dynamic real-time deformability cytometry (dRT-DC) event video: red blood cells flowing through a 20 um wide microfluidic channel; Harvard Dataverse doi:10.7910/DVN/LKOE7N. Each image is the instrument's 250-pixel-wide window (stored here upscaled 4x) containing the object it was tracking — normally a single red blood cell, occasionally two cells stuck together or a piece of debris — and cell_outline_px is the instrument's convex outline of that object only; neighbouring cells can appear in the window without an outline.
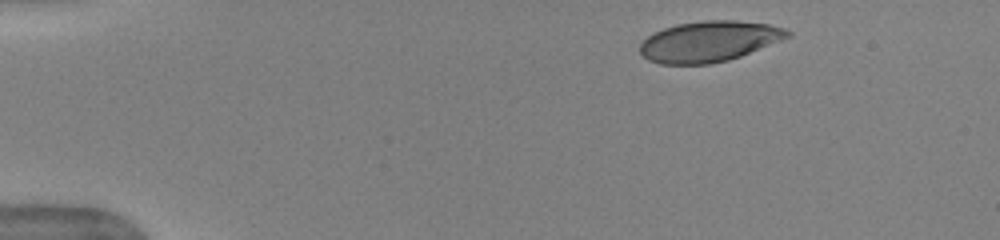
{"species": "human", "species_latin": "Homo sapiens", "temperature_condition": "warm", "stored_images_in_passage": 44, "camera_frame_rate_fps": 3000, "um_per_image_px": 0.085, "donor": {"sex": "female"}, "frame": {"image": 1, "passage_image": 1, "time_ms": 0.0, "image_size_px": [1000, 240], "cell_outline_px": [[792, 32], [788, 36], [780, 40], [740, 56], [728, 60], [708, 64], [660, 64], [648, 60], [640, 52], [640, 44], [648, 36], [664, 28], [676, 24], [704, 20], [732, 20], [768, 24], [784, 28]], "centroid_in_image_um": [60.24, 3.52], "position_along_channel_um": 24.8, "area_um2": 34.62}}
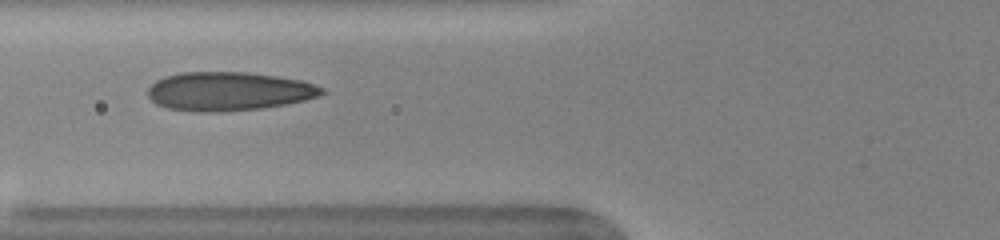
{"frame": {"image": 2, "passage_image": 14, "time_ms": 4.333, "image_size_px": [1000, 240], "cell_outline_px": [[324, 92], [320, 96], [304, 100], [284, 104], [260, 108], [224, 112], [196, 112], [168, 108], [156, 104], [148, 96], [148, 88], [156, 80], [164, 76], [184, 72], [248, 72], [276, 76], [300, 80], [324, 88]], "centroid_in_image_um": [19.41, 7.76], "position_along_channel_um": 106.4, "area_um2": 39.25}}
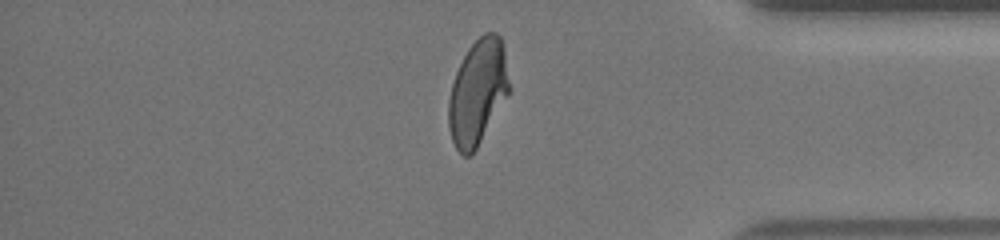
{"frame": {"image": 3, "passage_image": 37, "time_ms": 12.0, "image_size_px": [1000, 240], "cell_outline_px": [[508, 96], [476, 148], [468, 156], [464, 156], [456, 148], [452, 140], [448, 128], [448, 100], [452, 84], [456, 72], [468, 48], [484, 32], [496, 32], [500, 36], [504, 48], [508, 80]], "centroid_in_image_um": [40.59, 7.82], "position_along_channel_um": 394.6, "area_um2": 36.76}, "authors_computed_cell_mechanics": {"area_um2": 37.5122, "velocity_mm_per_s": 3.9766, "shape_relaxation_time_tau1_ms": 4.1812, "shape_relaxation_time_tau2_ms": null, "deformation_change_tau1": 0.2012, "deformation_change_tau2": null}}